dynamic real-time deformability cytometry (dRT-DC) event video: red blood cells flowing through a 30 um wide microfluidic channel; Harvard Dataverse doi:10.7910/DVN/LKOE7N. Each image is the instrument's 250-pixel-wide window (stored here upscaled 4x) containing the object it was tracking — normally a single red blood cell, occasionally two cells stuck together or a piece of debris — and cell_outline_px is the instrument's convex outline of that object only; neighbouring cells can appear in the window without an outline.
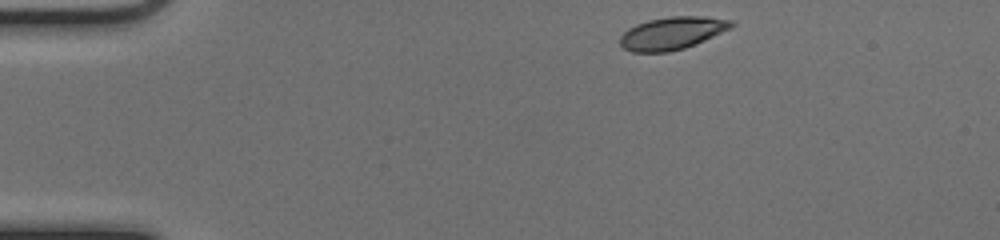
{"species": "common noctule bat (a hibernating species)", "species_latin": "Nyctalus noctula", "temperature_condition": "cold", "stored_images_in_passage": 44, "camera_frame_rate_fps": 3000, "um_per_image_px": 0.085, "animal": {"sex": "female", "body_mass_g": 17.0, "forearm_length_mm": 48.0}, "frame": {"image": 1, "passage_image": 1, "time_ms": 0.0, "image_size_px": [1000, 240], "cell_outline_px": [[736, 24], [732, 28], [704, 40], [684, 48], [668, 52], [632, 52], [624, 48], [620, 44], [620, 36], [628, 28], [636, 24], [648, 20], [668, 16], [704, 16], [732, 20]], "centroid_in_image_um": [57.14, 2.81], "position_along_channel_um": 27.9, "area_um2": 21.21}}
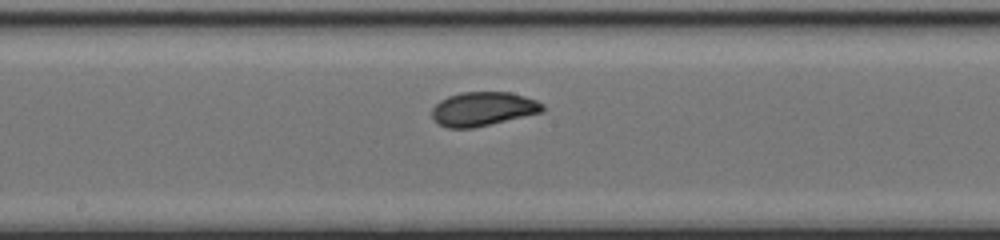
{"frame": {"image": 2, "passage_image": 20, "time_ms": 6.333, "image_size_px": [1000, 240], "cell_outline_px": [[544, 112], [472, 128], [448, 128], [440, 124], [432, 116], [432, 108], [440, 100], [448, 96], [460, 92], [508, 92], [524, 96], [536, 100], [544, 104]], "centroid_in_image_um": [41.07, 9.25], "position_along_channel_um": 207.1, "area_um2": 21.85}}
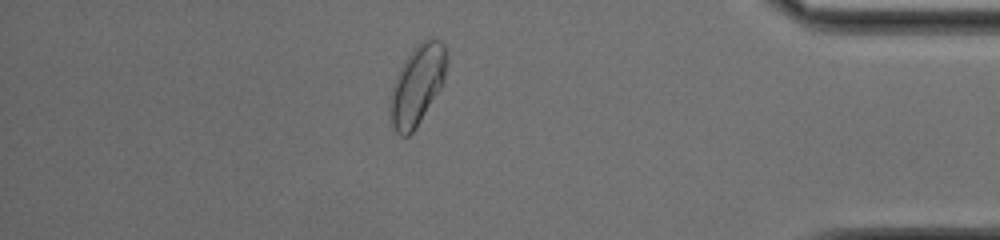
{"frame": {"image": 3, "passage_image": 37, "time_ms": 12.0, "image_size_px": [1000, 240], "cell_outline_px": [[448, 60], [444, 80], [440, 88], [416, 128], [408, 136], [400, 136], [396, 132], [388, 116], [388, 108], [392, 88], [396, 76], [404, 60], [416, 44], [420, 40], [428, 36], [432, 36], [440, 40], [444, 44]], "centroid_in_image_um": [35.46, 7.18], "position_along_channel_um": 399.7, "area_um2": 26.7}, "authors_computed_cell_mechanics": {"area_um2": 21.9929, "velocity_mm_per_s": 4.0035, "shape_relaxation_time_tau1_ms": 5.9268, "shape_relaxation_time_tau2_ms": 1.0767, "deformation_change_tau1": 0.1561, "deformation_change_tau2": 0.043}}